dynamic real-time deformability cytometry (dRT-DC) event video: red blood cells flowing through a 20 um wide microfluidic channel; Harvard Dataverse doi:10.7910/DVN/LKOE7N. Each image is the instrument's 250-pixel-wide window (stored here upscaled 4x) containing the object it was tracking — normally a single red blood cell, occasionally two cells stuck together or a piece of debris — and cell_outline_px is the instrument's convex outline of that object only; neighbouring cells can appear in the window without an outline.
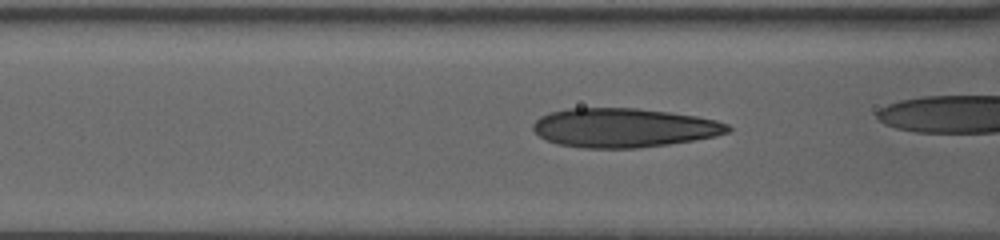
{"species": "human", "species_latin": "Homo sapiens", "temperature_condition": "warm", "stored_images_in_passage": 10, "camera_frame_rate_fps": 3000, "um_per_image_px": 0.085, "donor": {"sex": "female"}, "frame": {"image": 1, "passage_image": 5, "time_ms": 1.667, "image_size_px": [1000, 240], "cell_outline_px": [[732, 128], [728, 132], [716, 136], [668, 144], [636, 148], [584, 148], [556, 144], [540, 136], [532, 128], [532, 124], [540, 116], [548, 112], [568, 108], [636, 108], [668, 112], [696, 116], [716, 120], [728, 124]], "centroid_in_image_um": [53.0, 10.85], "position_along_channel_um": 113.6, "area_um2": 44.39}}